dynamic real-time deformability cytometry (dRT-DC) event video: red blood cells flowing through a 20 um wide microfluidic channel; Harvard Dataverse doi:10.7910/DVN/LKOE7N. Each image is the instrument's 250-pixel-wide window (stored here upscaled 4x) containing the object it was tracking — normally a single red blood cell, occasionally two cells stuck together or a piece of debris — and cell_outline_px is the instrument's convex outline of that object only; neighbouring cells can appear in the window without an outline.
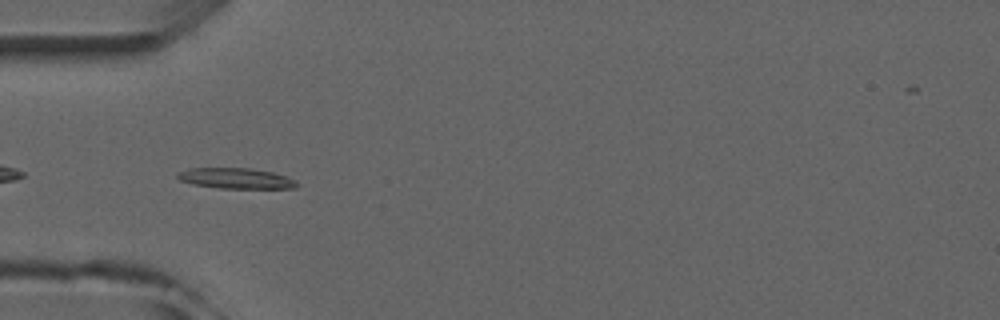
{"species": "common noctule bat (a hibernating species)", "species_latin": "Nyctalus noctula", "temperature_condition": "room temperature", "stored_images_in_passage": 3, "camera_frame_rate_fps": 3000, "um_per_image_px": 0.085, "animal": {"sex": "male", "forearm_length_mm": 52.5}, "frame": {"image": 1, "passage_image": 3, "time_ms": 2.333, "image_size_px": [1000, 320], "cell_outline_px": [[300, 184], [292, 188], [220, 188], [192, 184], [180, 180], [176, 176], [176, 172], [188, 168], [252, 168], [272, 172], [288, 176], [296, 180]], "centroid_in_image_um": [20.05, 15.15], "position_along_channel_um": 64.9, "area_um2": 14.45}}